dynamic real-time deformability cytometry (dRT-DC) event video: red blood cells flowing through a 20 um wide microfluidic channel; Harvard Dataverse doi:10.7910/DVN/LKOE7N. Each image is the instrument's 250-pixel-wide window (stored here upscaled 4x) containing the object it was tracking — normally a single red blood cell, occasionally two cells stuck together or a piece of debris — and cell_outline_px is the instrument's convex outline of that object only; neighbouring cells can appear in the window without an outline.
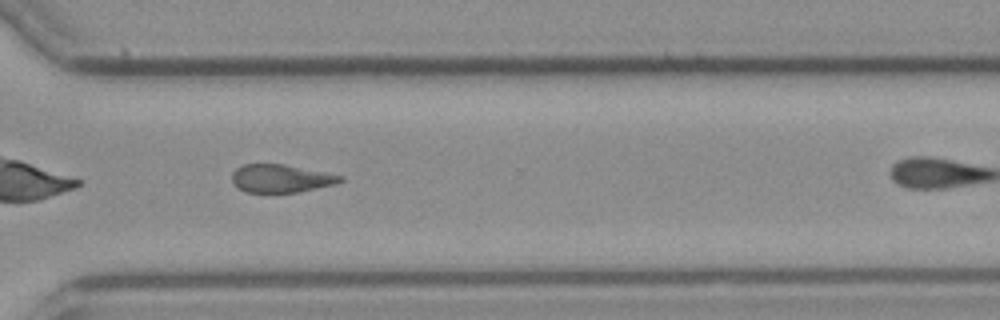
{"species": "common noctule bat (a hibernating species)", "species_latin": "Nyctalus noctula", "temperature_condition": "cold", "stored_images_in_passage": 32, "camera_frame_rate_fps": 3000, "um_per_image_px": 0.085, "animal": {"sex": "female", "body_mass_g": 21.9}, "frame": {"image": 1, "passage_image": 28, "time_ms": 9.0, "image_size_px": [1000, 320], "cell_outline_px": [[344, 180], [336, 184], [296, 192], [244, 192], [232, 180], [232, 172], [236, 168], [244, 164], [284, 164], [344, 176]], "centroid_in_image_um": [23.89, 15.16], "position_along_channel_um": 346.7, "area_um2": 17.51}}